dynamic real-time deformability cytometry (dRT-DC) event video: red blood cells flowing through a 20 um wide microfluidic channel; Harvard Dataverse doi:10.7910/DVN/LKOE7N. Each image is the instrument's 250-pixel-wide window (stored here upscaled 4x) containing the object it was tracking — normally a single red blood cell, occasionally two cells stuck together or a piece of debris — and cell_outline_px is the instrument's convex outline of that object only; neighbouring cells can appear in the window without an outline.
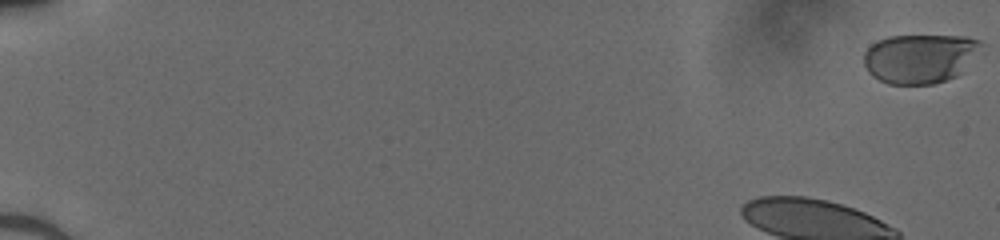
{"species": "human", "species_latin": "Homo sapiens", "temperature_condition": "cold", "stored_images_in_passage": 37, "camera_frame_rate_fps": 3000, "um_per_image_px": 0.085, "donor": {"sex": "male"}, "frame": {"image": 1, "passage_image": 1, "time_ms": 0.0, "image_size_px": [1000, 240], "cell_outline_px": [[984, 44], [960, 72], [956, 76], [932, 84], [888, 84], [872, 76], [868, 72], [864, 64], [864, 52], [876, 40], [888, 36], [968, 36], [980, 40]], "centroid_in_image_um": [78.15, 4.95], "position_along_channel_um": 6.8, "area_um2": 33.52}}
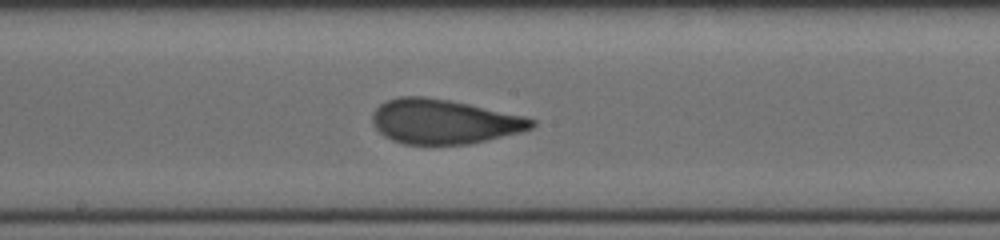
{"frame": {"image": 2, "passage_image": 22, "time_ms": 7.0, "image_size_px": [1000, 240], "cell_outline_px": [[536, 124], [532, 128], [520, 132], [468, 144], [404, 144], [392, 140], [384, 136], [372, 124], [372, 112], [380, 104], [388, 100], [400, 96], [424, 96], [448, 100], [468, 104], [524, 116], [536, 120]], "centroid_in_image_um": [37.7, 10.33], "position_along_channel_um": 210.5, "area_um2": 41.15}}
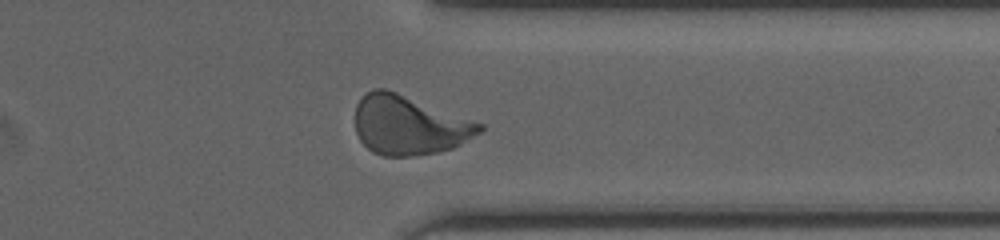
{"frame": {"image": 3, "passage_image": 33, "time_ms": 10.667, "image_size_px": [1000, 240], "cell_outline_px": [[484, 128], [480, 132], [460, 144], [452, 148], [440, 152], [412, 156], [384, 156], [372, 152], [360, 140], [356, 132], [356, 104], [364, 92], [372, 88], [384, 88], [396, 92], [484, 124]], "centroid_in_image_um": [34.74, 10.64], "position_along_channel_um": 376.7, "area_um2": 42.83}}